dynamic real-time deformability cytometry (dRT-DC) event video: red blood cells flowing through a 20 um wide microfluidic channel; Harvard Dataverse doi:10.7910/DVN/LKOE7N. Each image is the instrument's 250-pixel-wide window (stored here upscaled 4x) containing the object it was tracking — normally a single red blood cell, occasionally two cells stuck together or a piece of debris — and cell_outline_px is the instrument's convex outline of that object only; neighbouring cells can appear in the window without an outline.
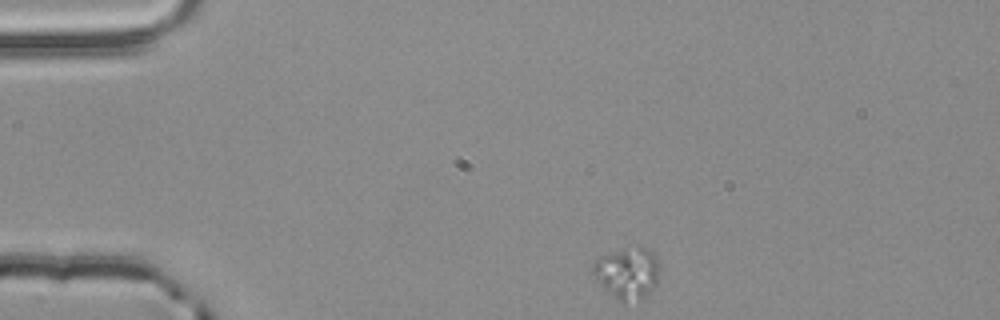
{"species": "common noctule bat (a hibernating species)", "species_latin": "Nyctalus noctula", "temperature_condition": "room temperature", "stored_images_in_passage": 46, "camera_frame_rate_fps": 3000, "um_per_image_px": 0.085, "animal": {"sex": "male", "body_mass_g": 20.4}, "frame": {"image": 1, "passage_image": 1, "time_ms": 0.0, "image_size_px": [1000, 320], "cell_outline_px": [[660, 260], [656, 284], [640, 300], [624, 304], [604, 288], [596, 280], [592, 272], [592, 264], [596, 256], [624, 248], [644, 248], [652, 252]], "centroid_in_image_um": [53.3, 23.2], "position_along_channel_um": 31.7, "area_um2": 20.11}}